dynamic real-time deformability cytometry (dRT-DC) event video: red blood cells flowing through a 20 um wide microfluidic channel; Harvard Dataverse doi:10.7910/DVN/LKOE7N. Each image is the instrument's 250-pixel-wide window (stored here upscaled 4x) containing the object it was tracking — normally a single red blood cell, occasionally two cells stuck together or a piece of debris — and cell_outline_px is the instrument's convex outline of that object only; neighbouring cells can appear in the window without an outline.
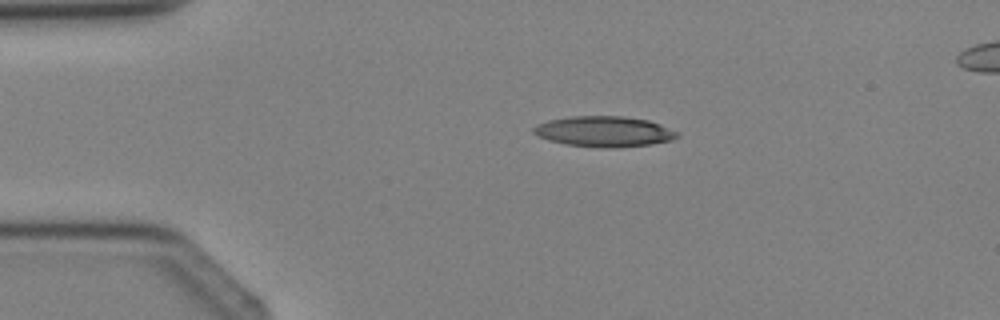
{"species": "Egyptian fruit bat (a non-hibernating species)", "species_latin": "Rousettus aegyptiacus", "temperature_condition": "cold", "stored_images_in_passage": 4, "camera_frame_rate_fps": 3000, "um_per_image_px": 0.085, "animal": {"sex": "female"}, "frame": {"image": 1, "passage_image": 2, "time_ms": 1.0, "image_size_px": [1000, 320], "cell_outline_px": [[680, 136], [672, 140], [648, 144], [604, 148], [600, 148], [568, 144], [548, 140], [532, 132], [532, 128], [536, 124], [548, 120], [572, 116], [624, 116], [648, 120], [660, 124], [680, 132]], "centroid_in_image_um": [51.36, 11.16], "position_along_channel_um": 33.6, "area_um2": 25.49}}
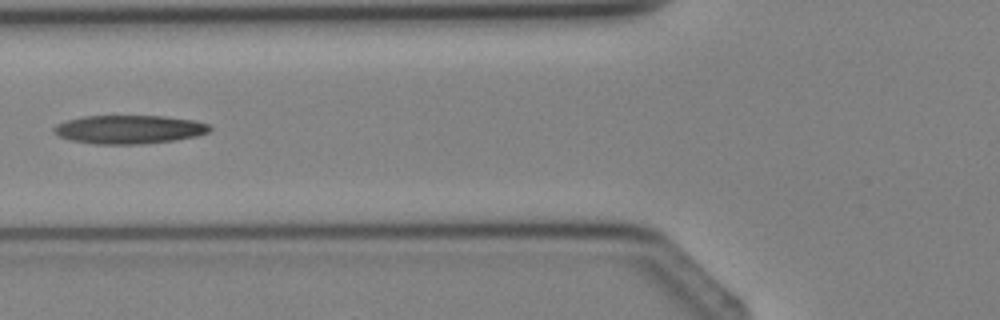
{"frame": {"image": 2, "passage_image": 4, "time_ms": 3.333, "image_size_px": [1000, 320], "cell_outline_px": [[212, 128], [208, 132], [196, 136], [176, 140], [136, 144], [96, 144], [72, 140], [60, 136], [52, 132], [52, 128], [56, 124], [68, 120], [84, 116], [164, 116], [196, 120], [208, 124]], "centroid_in_image_um": [10.98, 10.99], "position_along_channel_um": 114.8, "area_um2": 25.89}}